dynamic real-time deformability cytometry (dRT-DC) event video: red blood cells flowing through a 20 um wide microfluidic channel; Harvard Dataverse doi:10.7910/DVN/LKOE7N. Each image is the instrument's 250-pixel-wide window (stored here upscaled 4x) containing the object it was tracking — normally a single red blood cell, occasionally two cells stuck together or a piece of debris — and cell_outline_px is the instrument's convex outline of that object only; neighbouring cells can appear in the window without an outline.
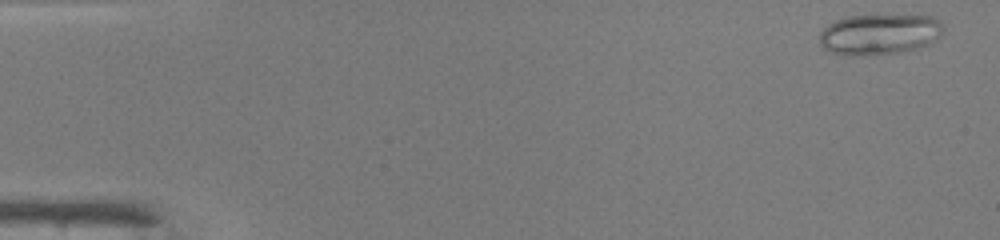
{"species": "common noctule bat (a hibernating species)", "species_latin": "Nyctalus noctula", "temperature_condition": "warm", "stored_images_in_passage": 8, "camera_frame_rate_fps": 3000, "um_per_image_px": 0.085, "animal": {"sex": "male", "body_mass_g": 19.0, "forearm_length_mm": 50.8}, "frame": {"image": 1, "passage_image": 2, "time_ms": 0.333, "image_size_px": [1000, 240], "cell_outline_px": [[944, 28], [940, 36], [936, 40], [916, 48], [896, 52], [860, 56], [852, 56], [832, 52], [824, 48], [820, 44], [820, 32], [828, 24], [836, 20], [848, 16], [932, 16], [940, 20]], "centroid_in_image_um": [74.74, 2.91], "position_along_channel_um": 10.3, "area_um2": 29.02}}